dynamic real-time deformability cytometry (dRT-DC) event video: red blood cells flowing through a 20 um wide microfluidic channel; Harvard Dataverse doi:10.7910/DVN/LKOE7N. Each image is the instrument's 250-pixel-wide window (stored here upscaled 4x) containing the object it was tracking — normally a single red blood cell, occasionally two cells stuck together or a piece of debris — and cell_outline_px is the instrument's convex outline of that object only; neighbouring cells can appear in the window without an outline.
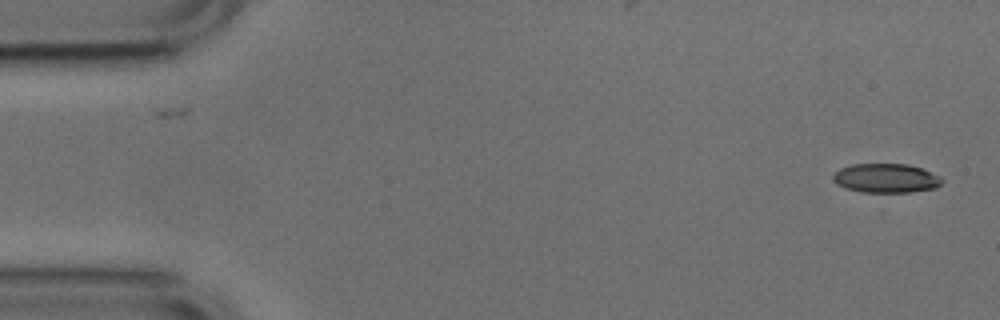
{"species": "common noctule bat (a hibernating species)", "species_latin": "Nyctalus noctula", "temperature_condition": "cold", "stored_images_in_passage": 51, "camera_frame_rate_fps": 3000, "um_per_image_px": 0.085, "animal": {"sex": "male", "body_mass_g": 17.9, "forearm_length_mm": 54.2}, "frame": {"image": 1, "passage_image": 1, "time_ms": 0.0, "image_size_px": [1000, 320], "cell_outline_px": [[944, 180], [936, 188], [908, 192], [860, 192], [836, 184], [832, 180], [832, 176], [840, 168], [852, 164], [908, 164], [920, 168], [940, 176]], "centroid_in_image_um": [75.3, 15.14], "position_along_channel_um": 9.7, "area_um2": 18.44}}
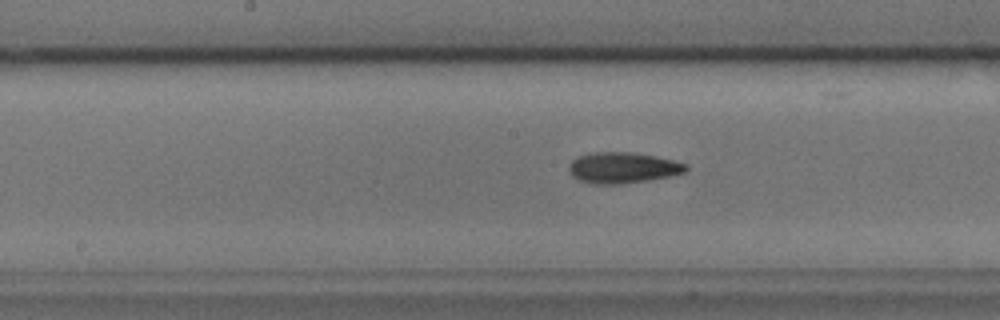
{"frame": {"image": 2, "passage_image": 25, "time_ms": 8.0, "image_size_px": [1000, 320], "cell_outline_px": [[688, 168], [684, 172], [672, 176], [648, 180], [620, 184], [592, 184], [580, 180], [572, 176], [568, 172], [568, 164], [572, 160], [580, 156], [596, 152], [628, 152], [652, 156], [672, 160], [688, 164]], "centroid_in_image_um": [52.91, 14.27], "position_along_channel_um": 195.3, "area_um2": 20.98}}
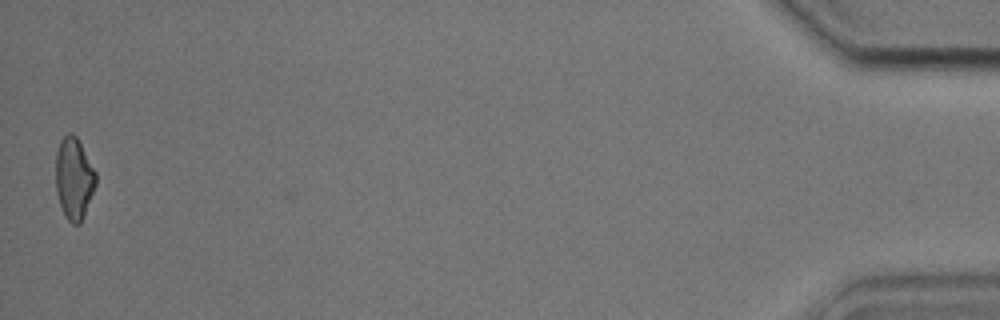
{"frame": {"image": 3, "passage_image": 51, "time_ms": 16.667, "image_size_px": [1000, 320], "cell_outline_px": [[96, 184], [84, 216], [80, 224], [72, 224], [68, 220], [60, 204], [56, 192], [56, 152], [60, 140], [68, 132], [72, 132], [76, 136], [96, 172]], "centroid_in_image_um": [6.28, 15.15], "position_along_channel_um": 428.9, "area_um2": 19.02}, "authors_computed_cell_mechanics": {"area_um2": 19.8832, "velocity_mm_per_s": 3.7965, "shape_relaxation_time_tau1_ms": 4.4211, "shape_relaxation_time_tau2_ms": 7.9299, "deformation_change_tau1": 0.109, "deformation_change_tau2": 0.1774}}